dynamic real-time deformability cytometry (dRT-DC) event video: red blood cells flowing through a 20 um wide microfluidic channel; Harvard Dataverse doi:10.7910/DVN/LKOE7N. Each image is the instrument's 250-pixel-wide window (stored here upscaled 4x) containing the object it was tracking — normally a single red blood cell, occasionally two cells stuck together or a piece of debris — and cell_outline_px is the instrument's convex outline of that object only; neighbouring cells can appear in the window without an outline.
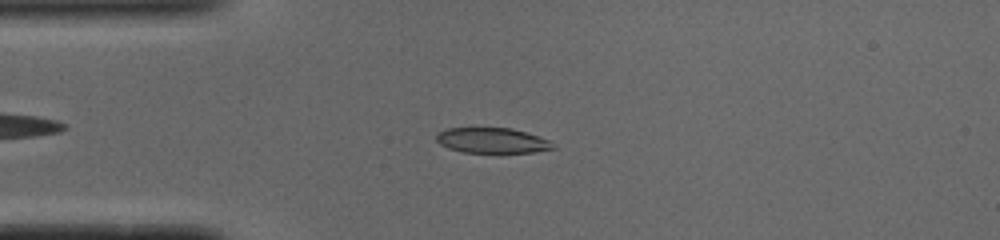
{"species": "common noctule bat (a hibernating species)", "species_latin": "Nyctalus noctula", "temperature_condition": "cold", "stored_images_in_passage": 48, "camera_frame_rate_fps": 3000, "um_per_image_px": 0.085, "animal": {"sex": "male", "body_mass_g": 19.0, "forearm_length_mm": 50.8}, "frame": {"image": 1, "passage_image": 12, "time_ms": 3.667, "image_size_px": [1000, 240], "cell_outline_px": [[556, 148], [532, 152], [464, 152], [448, 148], [440, 144], [436, 140], [436, 136], [440, 132], [448, 128], [512, 128], [548, 140]], "centroid_in_image_um": [41.8, 11.94], "position_along_channel_um": 43.2, "area_um2": 16.82}}
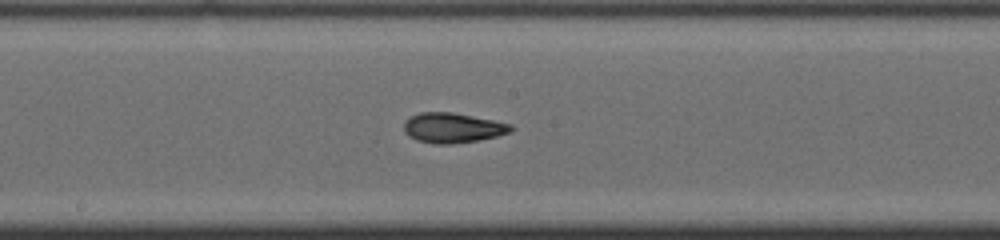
{"frame": {"image": 2, "passage_image": 26, "time_ms": 8.333, "image_size_px": [1000, 240], "cell_outline_px": [[512, 132], [480, 140], [452, 144], [432, 144], [416, 140], [408, 136], [404, 132], [404, 124], [412, 116], [420, 112], [452, 112], [512, 124]], "centroid_in_image_um": [38.47, 10.88], "position_along_channel_um": 209.7, "area_um2": 18.67}}
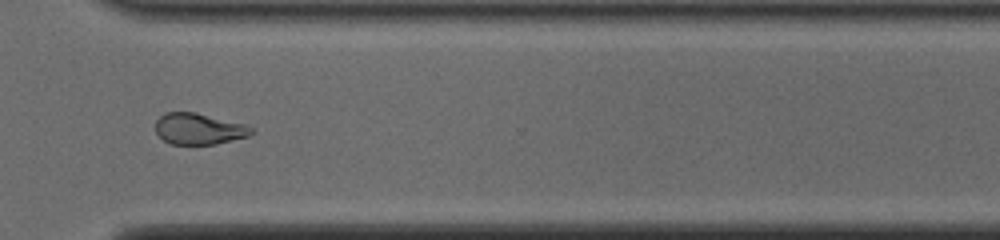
{"frame": {"image": 3, "passage_image": 37, "time_ms": 12.0, "image_size_px": [1000, 240], "cell_outline_px": [[256, 132], [248, 136], [216, 144], [172, 144], [164, 140], [156, 132], [156, 120], [164, 112], [196, 112], [244, 124], [252, 128]], "centroid_in_image_um": [16.91, 10.94], "position_along_channel_um": 353.7, "area_um2": 17.4}, "authors_computed_cell_mechanics": {"area_um2": 18.0336, "velocity_mm_per_s": 3.9133, "shape_relaxation_time_tau1_ms": 3.9216, "shape_relaxation_time_tau2_ms": 2.5299, "deformation_change_tau1": 0.1569, "deformation_change_tau2": 0.0886}}